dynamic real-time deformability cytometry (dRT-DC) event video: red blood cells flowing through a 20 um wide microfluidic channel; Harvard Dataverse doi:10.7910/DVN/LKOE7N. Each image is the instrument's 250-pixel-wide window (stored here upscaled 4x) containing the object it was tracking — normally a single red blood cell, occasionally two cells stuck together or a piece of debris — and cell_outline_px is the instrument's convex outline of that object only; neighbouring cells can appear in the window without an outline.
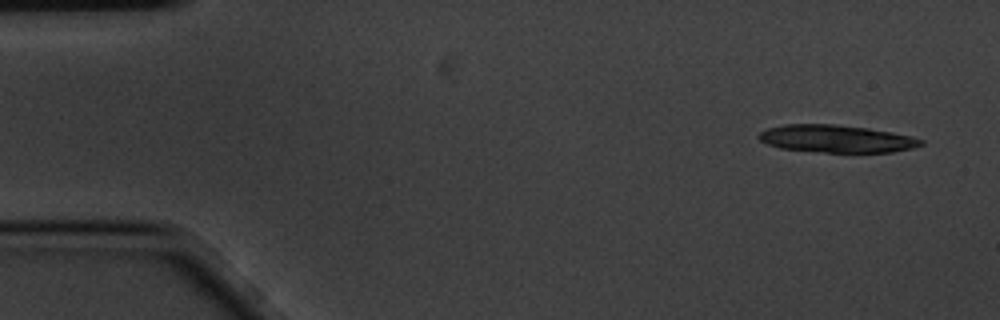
{"species": "common noctule bat (a hibernating species)", "species_latin": "Nyctalus noctula", "temperature_condition": "cold", "stored_images_in_passage": 6, "segment_of_instrument_passage": [1, 2], "camera_frame_rate_fps": 3000, "um_per_image_px": 0.085, "animal": {"sex": "male", "body_mass_g": 20.1, "forearm_length_mm": 53.5}, "frame": {"image": 1, "passage_image": 1, "time_ms": 0.0, "image_size_px": [1000, 320], "cell_outline_px": [[924, 144], [912, 148], [892, 152], [824, 152], [780, 148], [768, 144], [760, 140], [756, 136], [760, 132], [768, 128], [784, 124], [832, 124], [868, 128], [892, 132], [912, 136], [924, 140]], "centroid_in_image_um": [71.1, 11.79], "position_along_channel_um": 13.9, "area_um2": 25.95}}